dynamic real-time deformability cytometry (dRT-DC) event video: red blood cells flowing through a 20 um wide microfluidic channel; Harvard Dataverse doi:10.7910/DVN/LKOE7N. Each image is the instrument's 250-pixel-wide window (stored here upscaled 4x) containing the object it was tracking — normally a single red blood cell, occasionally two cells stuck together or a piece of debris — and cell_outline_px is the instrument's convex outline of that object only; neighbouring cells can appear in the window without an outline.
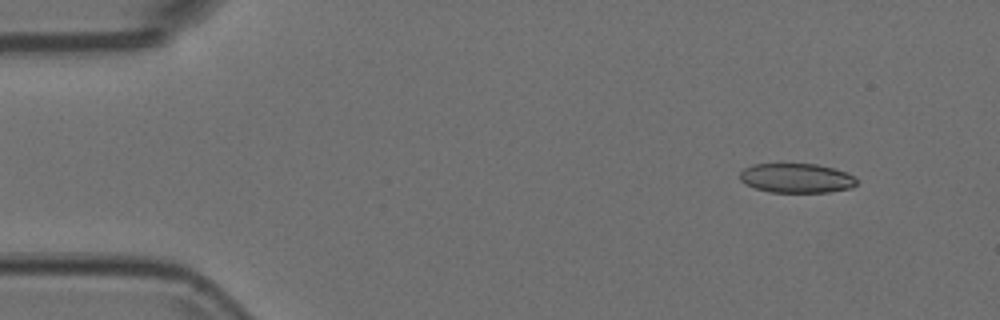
{"species": "Egyptian fruit bat (a non-hibernating species)", "species_latin": "Rousettus aegyptiacus", "temperature_condition": "room temperature", "stored_images_in_passage": 52, "camera_frame_rate_fps": 3000, "um_per_image_px": 0.085, "animal": {"sex": "female"}, "frame": {"image": 1, "passage_image": 4, "time_ms": 1.0, "image_size_px": [1000, 320], "cell_outline_px": [[856, 184], [852, 188], [828, 192], [772, 192], [756, 188], [744, 184], [740, 180], [740, 172], [744, 168], [752, 164], [816, 164], [836, 168], [852, 176], [856, 180]], "centroid_in_image_um": [67.68, 15.14], "position_along_channel_um": 17.3, "area_um2": 20.0}}
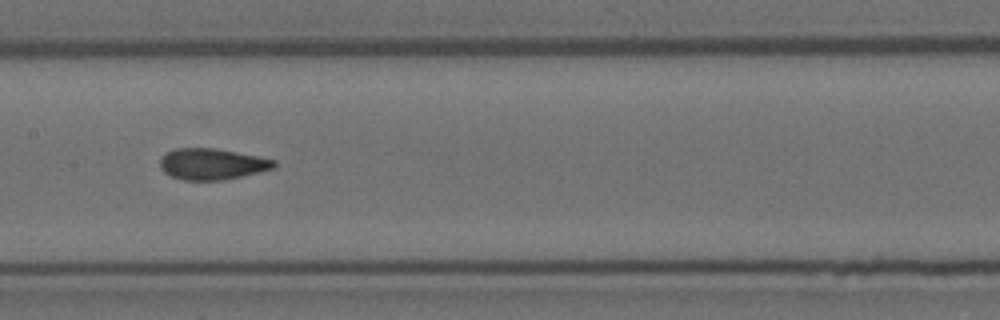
{"frame": {"image": 2, "passage_image": 25, "time_ms": 8.0, "image_size_px": [1000, 320], "cell_outline_px": [[276, 164], [272, 168], [260, 172], [220, 180], [184, 180], [172, 176], [164, 172], [160, 168], [160, 160], [168, 152], [176, 148], [216, 148], [276, 160]], "centroid_in_image_um": [18.01, 13.94], "position_along_channel_um": 189.4, "area_um2": 20.4}}
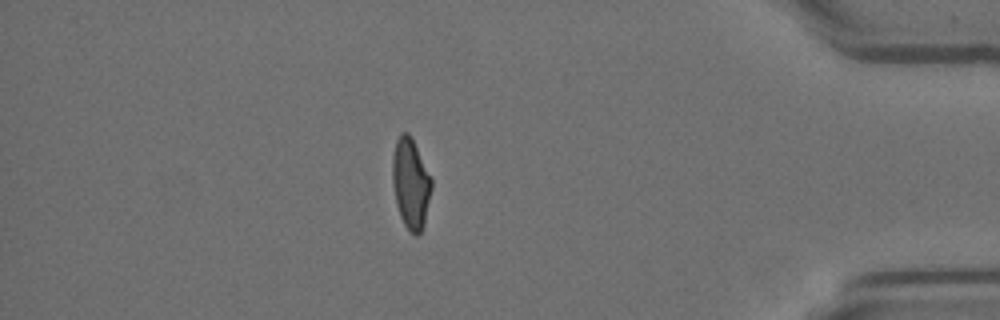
{"frame": {"image": 3, "passage_image": 45, "time_ms": 14.667, "image_size_px": [1000, 320], "cell_outline_px": [[432, 188], [424, 224], [420, 232], [416, 236], [404, 224], [400, 216], [396, 204], [392, 184], [392, 156], [396, 140], [400, 132], [408, 132], [432, 180]], "centroid_in_image_um": [34.89, 15.59], "position_along_channel_um": 400.3, "area_um2": 20.35}}